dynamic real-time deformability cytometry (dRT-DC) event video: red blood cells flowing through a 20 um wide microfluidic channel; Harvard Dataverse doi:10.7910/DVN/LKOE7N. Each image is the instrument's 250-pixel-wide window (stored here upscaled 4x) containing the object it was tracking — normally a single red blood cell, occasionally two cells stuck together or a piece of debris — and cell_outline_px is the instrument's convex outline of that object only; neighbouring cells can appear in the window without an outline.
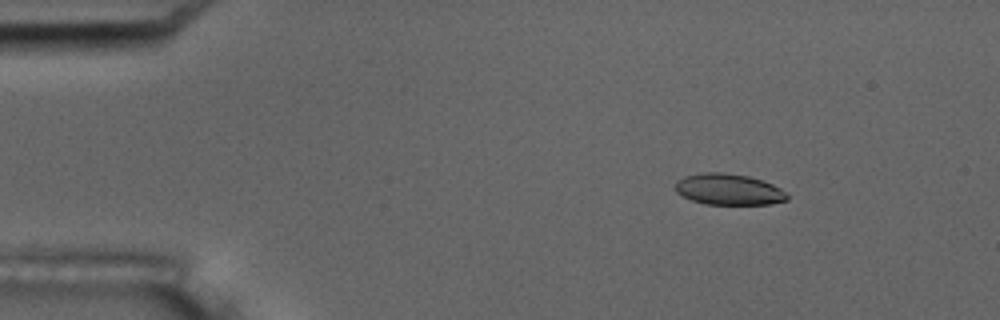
{"species": "common noctule bat (a hibernating species)", "species_latin": "Nyctalus noctula", "temperature_condition": "room temperature", "stored_images_in_passage": 5, "camera_frame_rate_fps": 3000, "um_per_image_px": 0.085, "animal": {"sex": "male", "body_mass_g": 17.5, "forearm_length_mm": 52.3}, "frame": {"image": 1, "passage_image": 3, "time_ms": 2.333, "image_size_px": [1000, 320], "cell_outline_px": [[788, 200], [772, 204], [704, 204], [680, 196], [676, 192], [676, 180], [684, 176], [704, 172], [720, 172], [748, 176], [772, 184], [780, 188], [788, 196]], "centroid_in_image_um": [61.9, 16.1], "position_along_channel_um": 23.1, "area_um2": 20.29}}